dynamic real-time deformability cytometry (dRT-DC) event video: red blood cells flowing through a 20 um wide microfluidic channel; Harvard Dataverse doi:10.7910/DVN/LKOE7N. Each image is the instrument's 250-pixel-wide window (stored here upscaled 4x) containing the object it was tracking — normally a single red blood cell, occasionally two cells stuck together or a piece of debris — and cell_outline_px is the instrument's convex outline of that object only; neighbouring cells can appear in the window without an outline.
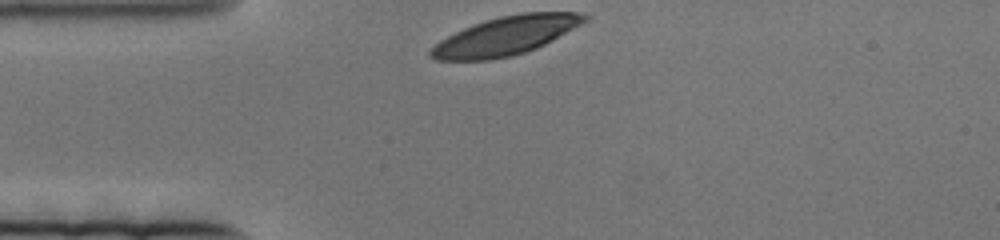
{"species": "human", "species_latin": "Homo sapiens", "temperature_condition": "cold", "stored_images_in_passage": 48, "camera_frame_rate_fps": 3000, "um_per_image_px": 0.085, "donor": {"sex": "female"}, "frame": {"image": 1, "passage_image": 1, "time_ms": 0.0, "image_size_px": [1000, 240], "cell_outline_px": [[588, 20], [552, 40], [536, 48], [512, 56], [492, 60], [436, 60], [428, 56], [428, 52], [440, 40], [464, 28], [500, 16], [524, 12], [576, 12], [588, 16]], "centroid_in_image_um": [42.98, 3.05], "position_along_channel_um": 42.0, "area_um2": 34.16}}
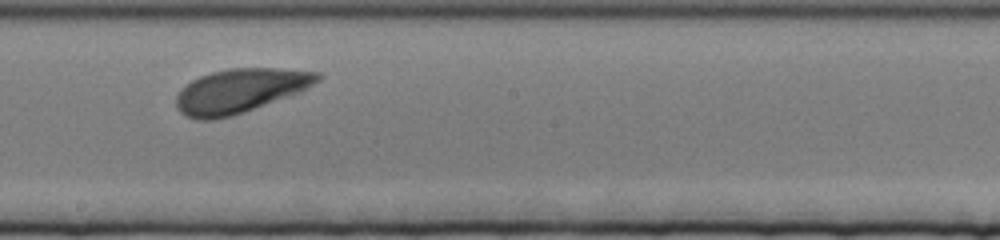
{"frame": {"image": 2, "passage_image": 27, "time_ms": 8.667, "image_size_px": [1000, 240], "cell_outline_px": [[324, 76], [320, 80], [300, 92], [232, 116], [216, 120], [196, 120], [184, 116], [176, 108], [176, 96], [192, 80], [200, 76], [212, 72], [228, 68], [280, 68], [320, 72]], "centroid_in_image_um": [20.42, 7.72], "position_along_channel_um": 227.8, "area_um2": 36.36}}
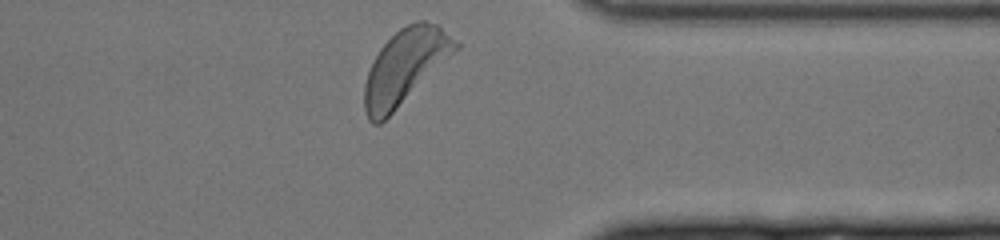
{"frame": {"image": 3, "passage_image": 47, "time_ms": 15.333, "image_size_px": [1000, 240], "cell_outline_px": [[460, 48], [380, 124], [372, 124], [368, 120], [364, 108], [364, 84], [368, 72], [380, 48], [400, 28], [416, 20], [424, 20], [440, 24], [460, 44]], "centroid_in_image_um": [34.45, 5.64], "position_along_channel_um": 376.9, "area_um2": 39.36}}